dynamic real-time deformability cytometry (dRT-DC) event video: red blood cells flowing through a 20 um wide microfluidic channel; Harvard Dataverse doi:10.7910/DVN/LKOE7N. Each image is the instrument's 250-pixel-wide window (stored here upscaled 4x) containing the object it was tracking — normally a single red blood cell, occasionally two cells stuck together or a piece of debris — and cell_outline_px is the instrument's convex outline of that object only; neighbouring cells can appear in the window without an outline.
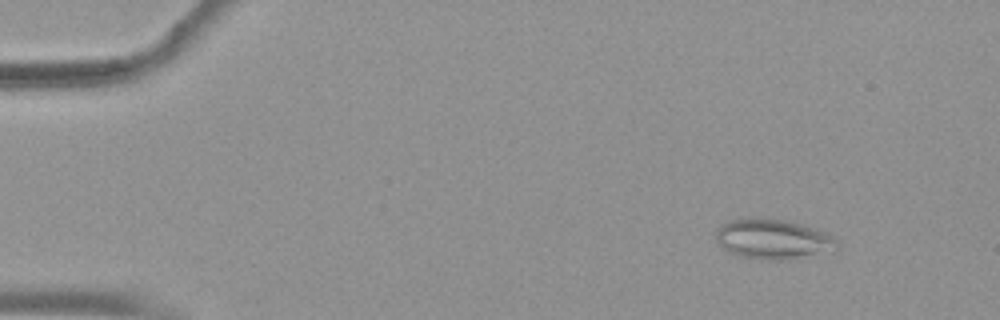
{"species": "common noctule bat (a hibernating species)", "species_latin": "Nyctalus noctula", "temperature_condition": "warm", "stored_images_in_passage": 54, "camera_frame_rate_fps": 3000, "um_per_image_px": 0.085, "animal": {"sex": "female", "body_mass_g": 19.9}, "frame": {"image": 1, "passage_image": 6, "time_ms": 1.667, "image_size_px": [1000, 320], "cell_outline_px": [[840, 248], [832, 252], [784, 260], [764, 260], [740, 256], [728, 252], [720, 248], [716, 244], [716, 228], [720, 224], [728, 220], [748, 216], [784, 220], [804, 224], [816, 228], [832, 236], [840, 244]], "centroid_in_image_um": [65.68, 20.31], "position_along_channel_um": 19.3, "area_um2": 29.19}}
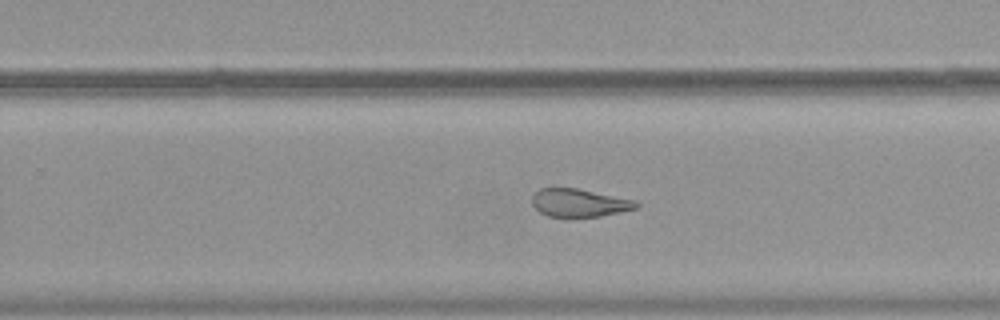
{"frame": {"image": 2, "passage_image": 35, "time_ms": 11.333, "image_size_px": [1000, 320], "cell_outline_px": [[640, 204], [636, 208], [620, 212], [600, 216], [548, 216], [540, 212], [532, 204], [532, 196], [540, 188], [576, 188], [636, 200]], "centroid_in_image_um": [49.24, 17.23], "position_along_channel_um": 280.6, "area_um2": 16.76}}
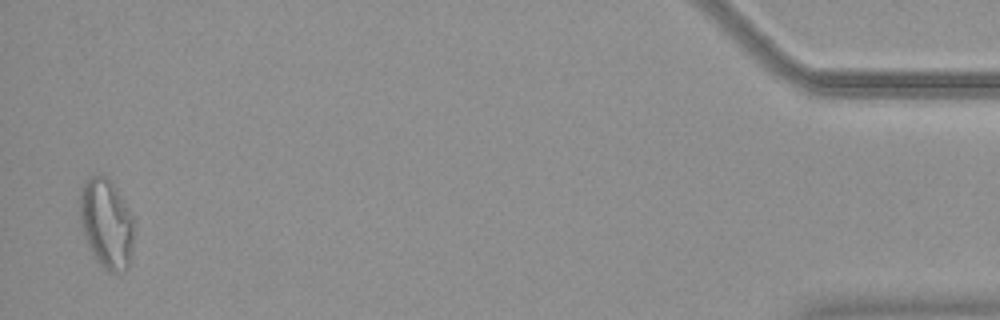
{"frame": {"image": 3, "passage_image": 53, "time_ms": 17.333, "image_size_px": [1000, 320], "cell_outline_px": [[136, 232], [128, 268], [124, 272], [108, 272], [96, 260], [88, 248], [84, 236], [80, 220], [80, 192], [88, 176], [100, 172], [108, 176], [116, 188], [132, 216], [136, 228]], "centroid_in_image_um": [9.06, 18.99], "position_along_channel_um": 426.1, "area_um2": 28.96}, "authors_computed_cell_mechanics": {"area_um2": 23.4379, "velocity_mm_per_s": 3.7763, "shape_relaxation_time_tau1_ms": null, "shape_relaxation_time_tau2_ms": 1.8537, "deformation_change_tau1": null, "deformation_change_tau2": 0.1056}}